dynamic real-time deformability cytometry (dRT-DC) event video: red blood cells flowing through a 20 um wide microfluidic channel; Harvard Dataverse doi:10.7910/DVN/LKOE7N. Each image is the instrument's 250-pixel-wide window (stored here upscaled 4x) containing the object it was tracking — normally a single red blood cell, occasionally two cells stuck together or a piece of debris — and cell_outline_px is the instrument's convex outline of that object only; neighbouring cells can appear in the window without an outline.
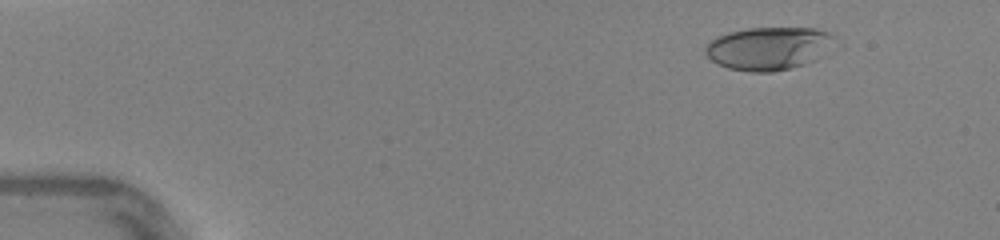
{"species": "human", "species_latin": "Homo sapiens", "temperature_condition": "warm", "stored_images_in_passage": 47, "camera_frame_rate_fps": 3000, "um_per_image_px": 0.085, "donor": {"sex": "female"}, "frame": {"image": 1, "passage_image": 6, "time_ms": 1.667, "image_size_px": [1000, 240], "cell_outline_px": [[844, 48], [804, 64], [772, 72], [752, 72], [728, 68], [716, 64], [704, 52], [704, 48], [712, 40], [728, 32], [748, 28], [816, 28], [828, 32], [844, 44]], "centroid_in_image_um": [65.53, 4.11], "position_along_channel_um": 19.5, "area_um2": 33.41}}
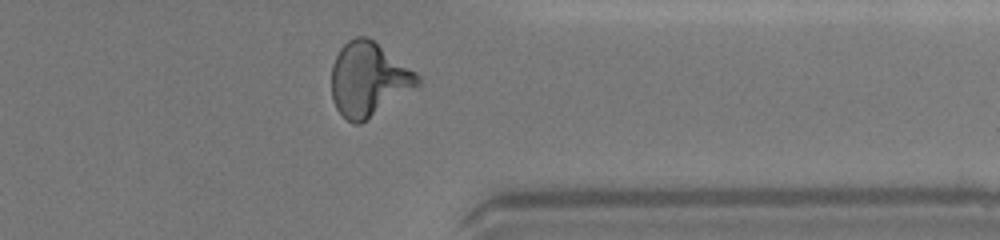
{"frame": {"image": 2, "passage_image": 38, "time_ms": 12.333, "image_size_px": [1000, 240], "cell_outline_px": [[420, 84], [416, 88], [360, 124], [352, 124], [336, 108], [332, 100], [332, 64], [340, 48], [348, 40], [356, 36], [368, 36], [416, 72], [420, 76]], "centroid_in_image_um": [31.33, 6.74], "position_along_channel_um": 380.1, "area_um2": 36.99}}
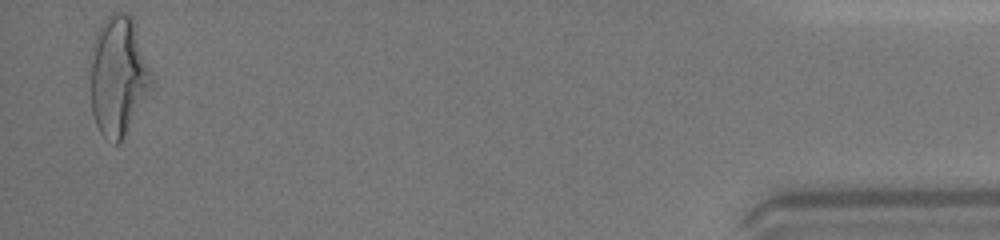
{"frame": {"image": 3, "passage_image": 46, "time_ms": 15.0, "image_size_px": [1000, 240], "cell_outline_px": [[152, 84], [120, 140], [116, 144], [112, 144], [100, 132], [96, 124], [92, 112], [92, 44], [96, 32], [104, 20], [112, 12], [124, 12], [132, 16], [152, 80]], "centroid_in_image_um": [10.01, 6.41], "position_along_channel_um": 425.2, "area_um2": 40.92}, "authors_computed_cell_mechanics": {"area_um2": 34.391, "velocity_mm_per_s": 4.3904, "shape_relaxation_time_tau1_ms": 4.1072, "shape_relaxation_time_tau2_ms": 0.6281, "deformation_change_tau1": 0.2028, "deformation_change_tau2": 0.0791}}